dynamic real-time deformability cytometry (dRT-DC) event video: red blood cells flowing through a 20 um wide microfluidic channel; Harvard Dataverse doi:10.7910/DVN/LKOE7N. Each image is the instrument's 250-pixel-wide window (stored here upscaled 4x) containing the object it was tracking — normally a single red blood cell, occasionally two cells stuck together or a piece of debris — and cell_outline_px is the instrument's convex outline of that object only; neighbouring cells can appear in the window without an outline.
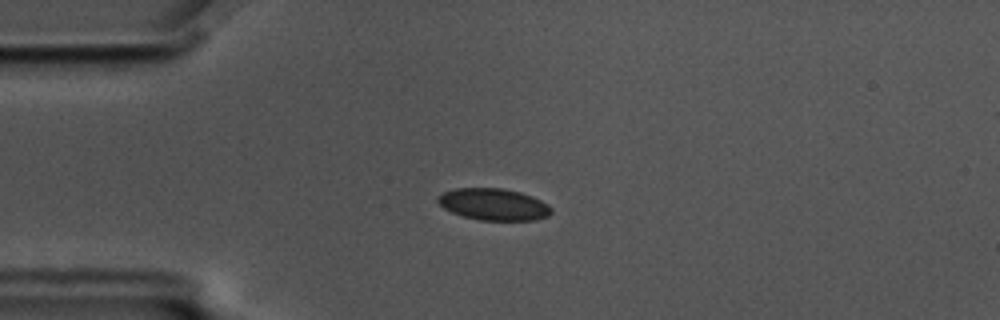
{"species": "common noctule bat (a hibernating species)", "species_latin": "Nyctalus noctula", "temperature_condition": "cold", "stored_images_in_passage": 58, "camera_frame_rate_fps": 3000, "um_per_image_px": 0.085, "animal": {"sex": "male", "body_mass_g": 17.5, "forearm_length_mm": 52.3}, "frame": {"image": 1, "passage_image": 15, "time_ms": 4.667, "image_size_px": [1000, 320], "cell_outline_px": [[552, 212], [548, 216], [536, 220], [480, 220], [464, 216], [452, 212], [444, 208], [436, 200], [436, 196], [440, 192], [456, 188], [500, 188], [520, 192], [532, 196], [548, 204], [552, 208]], "centroid_in_image_um": [41.94, 17.36], "position_along_channel_um": 43.1, "area_um2": 21.1}}
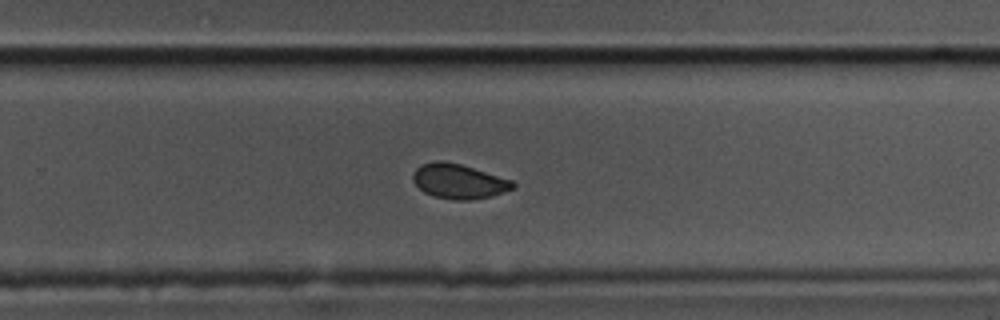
{"frame": {"image": 2, "passage_image": 38, "time_ms": 12.333, "image_size_px": [1000, 320], "cell_outline_px": [[516, 188], [492, 196], [468, 200], [456, 200], [432, 196], [424, 192], [412, 180], [412, 176], [416, 168], [420, 164], [436, 160], [440, 160], [460, 164], [512, 180], [516, 184]], "centroid_in_image_um": [38.99, 15.41], "position_along_channel_um": 290.8, "area_um2": 20.23}}
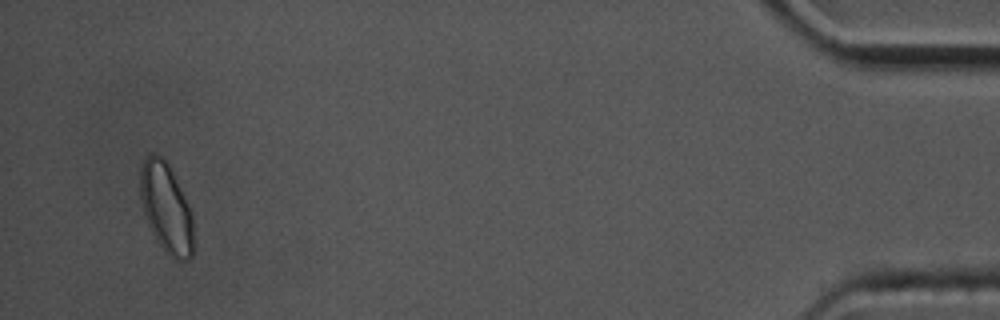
{"frame": {"image": 3, "passage_image": 56, "time_ms": 18.333, "image_size_px": [1000, 320], "cell_outline_px": [[192, 256], [188, 260], [176, 260], [168, 256], [164, 252], [156, 240], [144, 216], [140, 196], [140, 168], [144, 160], [152, 152], [160, 156], [168, 164], [188, 204], [192, 216]], "centroid_in_image_um": [14.1, 17.71], "position_along_channel_um": 421.1, "area_um2": 27.63}, "authors_computed_cell_mechanics": {"area_um2": 20.9814, "velocity_mm_per_s": 3.4982, "shape_relaxation_time_tau1_ms": 3.4749, "shape_relaxation_time_tau2_ms": 6.1841, "deformation_change_tau1": 0.0596, "deformation_change_tau2": 0.0611}}